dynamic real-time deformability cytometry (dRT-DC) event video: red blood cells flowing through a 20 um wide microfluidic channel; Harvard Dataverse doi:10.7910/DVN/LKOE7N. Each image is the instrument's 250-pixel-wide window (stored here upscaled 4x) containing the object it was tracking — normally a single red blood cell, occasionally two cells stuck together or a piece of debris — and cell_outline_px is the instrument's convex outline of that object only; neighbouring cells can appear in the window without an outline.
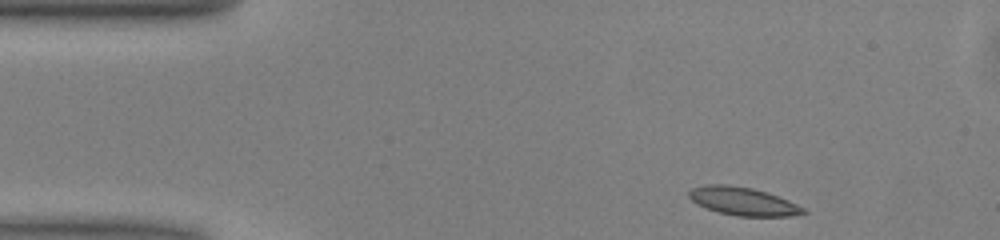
{"species": "common noctule bat (a hibernating species)", "species_latin": "Nyctalus noctula", "temperature_condition": "warm", "stored_images_in_passage": 45, "camera_frame_rate_fps": 3000, "um_per_image_px": 0.085, "animal": {"sex": "male", "body_mass_g": 13.0, "forearm_length_mm": 53.1}, "frame": {"image": 1, "passage_image": 1, "time_ms": 0.0, "image_size_px": [1000, 240], "cell_outline_px": [[808, 212], [788, 216], [740, 216], [720, 212], [696, 204], [688, 196], [688, 192], [692, 188], [708, 184], [728, 184], [752, 188], [768, 192], [788, 200], [804, 208]], "centroid_in_image_um": [63.15, 17.09], "position_along_channel_um": 21.9, "area_um2": 18.61}}
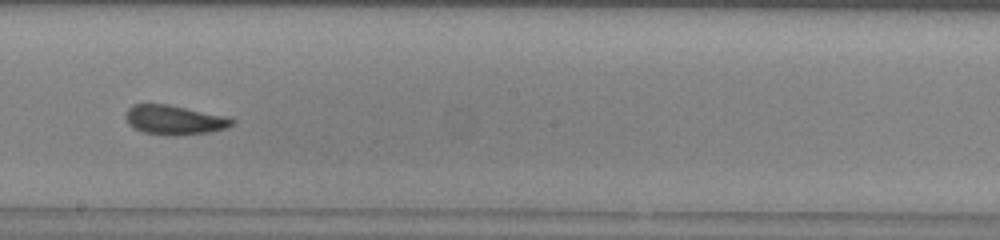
{"frame": {"image": 2, "passage_image": 22, "time_ms": 7.0, "image_size_px": [1000, 240], "cell_outline_px": [[236, 120], [228, 128], [212, 132], [176, 136], [168, 136], [140, 132], [132, 128], [128, 124], [124, 116], [128, 108], [132, 104], [168, 104], [232, 116]], "centroid_in_image_um": [14.86, 10.2], "position_along_channel_um": 233.3, "area_um2": 19.02}}
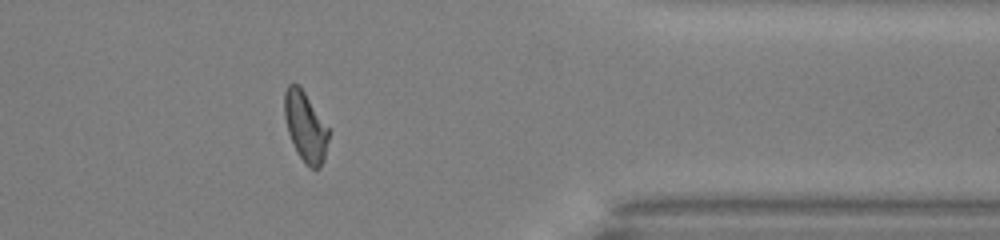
{"frame": {"image": 3, "passage_image": 35, "time_ms": 11.333, "image_size_px": [1000, 240], "cell_outline_px": [[332, 128], [324, 160], [320, 168], [312, 168], [304, 164], [288, 132], [284, 116], [284, 92], [288, 84], [296, 84], [304, 92]], "centroid_in_image_um": [26.02, 10.77], "position_along_channel_um": 385.4, "area_um2": 18.32}, "authors_computed_cell_mechanics": {"area_um2": 18.4382, "velocity_mm_per_s": 4.0164, "shape_relaxation_time_tau1_ms": 4.5448, "shape_relaxation_time_tau2_ms": 2.1242, "deformation_change_tau1": 0.1395, "deformation_change_tau2": 0.0894}}